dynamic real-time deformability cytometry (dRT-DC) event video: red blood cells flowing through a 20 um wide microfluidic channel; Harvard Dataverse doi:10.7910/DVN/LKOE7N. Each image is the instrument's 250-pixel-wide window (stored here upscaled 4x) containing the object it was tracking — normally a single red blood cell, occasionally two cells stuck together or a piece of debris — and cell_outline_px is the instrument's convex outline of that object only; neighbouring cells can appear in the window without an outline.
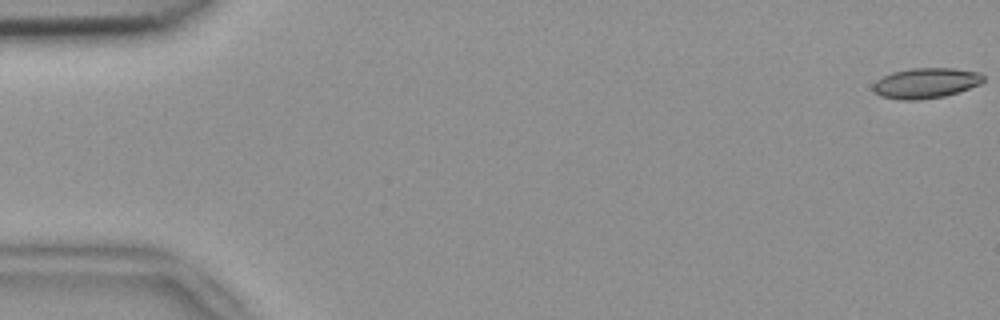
{"species": "common noctule bat (a hibernating species)", "species_latin": "Nyctalus noctula", "temperature_condition": "room temperature", "stored_images_in_passage": 54, "camera_frame_rate_fps": 3000, "um_per_image_px": 0.085, "animal": {"sex": "female", "body_mass_g": 18.4}, "frame": {"image": 1, "passage_image": 1, "time_ms": 0.0, "image_size_px": [1000, 320], "cell_outline_px": [[984, 80], [980, 84], [944, 96], [916, 100], [900, 100], [880, 96], [872, 88], [872, 84], [876, 80], [892, 72], [908, 68], [956, 68], [980, 72], [984, 76]], "centroid_in_image_um": [78.68, 7.05], "position_along_channel_um": 6.3, "area_um2": 19.54}}
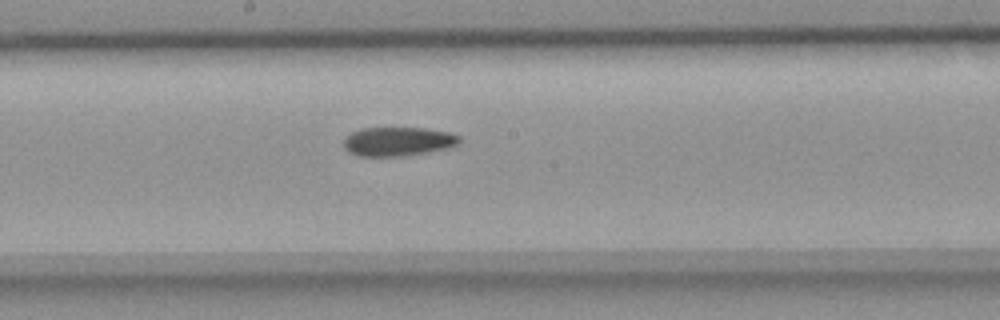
{"frame": {"image": 2, "passage_image": 29, "time_ms": 9.333, "image_size_px": [1000, 320], "cell_outline_px": [[460, 144], [448, 148], [404, 156], [360, 156], [348, 152], [344, 148], [344, 136], [360, 128], [424, 128], [448, 132], [460, 136]], "centroid_in_image_um": [33.81, 12.02], "position_along_channel_um": 214.4, "area_um2": 19.65}}
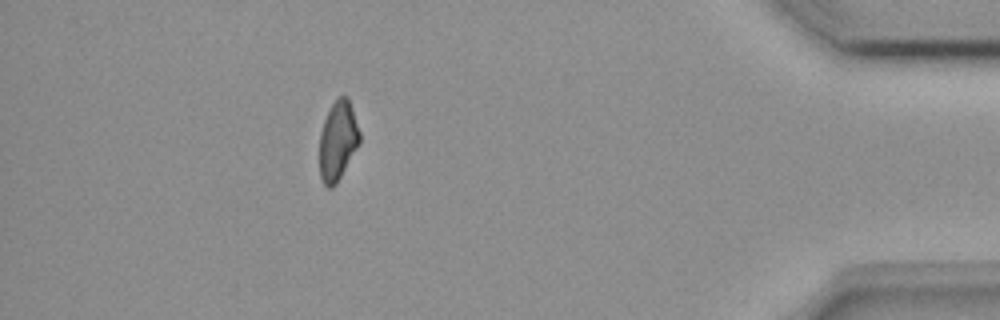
{"frame": {"image": 3, "passage_image": 48, "time_ms": 15.667, "image_size_px": [1000, 320], "cell_outline_px": [[360, 144], [336, 184], [332, 188], [328, 188], [324, 184], [320, 176], [320, 132], [324, 120], [332, 104], [340, 96], [348, 96], [360, 132]], "centroid_in_image_um": [28.73, 11.98], "position_along_channel_um": 406.5, "area_um2": 18.5}}